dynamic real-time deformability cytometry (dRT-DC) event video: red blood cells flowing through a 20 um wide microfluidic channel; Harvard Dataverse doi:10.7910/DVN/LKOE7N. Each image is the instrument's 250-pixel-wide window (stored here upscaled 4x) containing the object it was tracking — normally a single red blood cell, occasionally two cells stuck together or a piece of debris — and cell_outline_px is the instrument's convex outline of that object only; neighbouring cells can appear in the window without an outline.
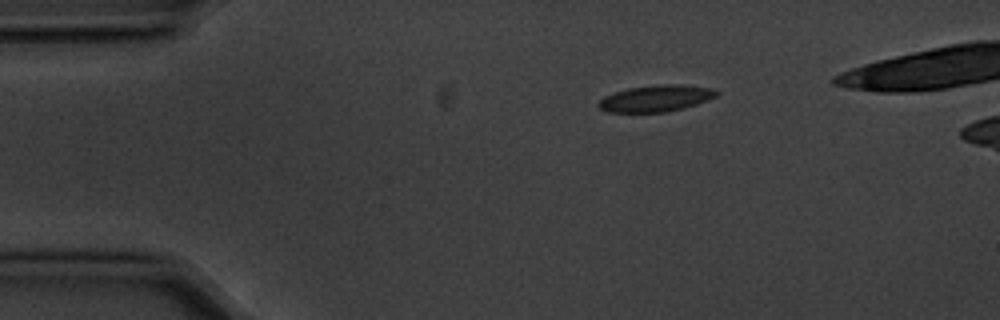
{"species": "common noctule bat (a hibernating species)", "species_latin": "Nyctalus noctula", "temperature_condition": "cold", "stored_images_in_passage": 3, "camera_frame_rate_fps": 3000, "um_per_image_px": 0.085, "animal": {"sex": "male", "body_mass_g": 20.1, "forearm_length_mm": 53.5}, "frame": {"image": 1, "passage_image": 1, "time_ms": 0.0, "image_size_px": [1000, 320], "cell_outline_px": [[720, 92], [716, 96], [708, 100], [684, 108], [664, 112], [608, 112], [600, 108], [596, 104], [604, 96], [628, 88], [656, 84], [680, 84], [712, 88]], "centroid_in_image_um": [55.76, 8.35], "position_along_channel_um": 29.2, "area_um2": 18.26}}